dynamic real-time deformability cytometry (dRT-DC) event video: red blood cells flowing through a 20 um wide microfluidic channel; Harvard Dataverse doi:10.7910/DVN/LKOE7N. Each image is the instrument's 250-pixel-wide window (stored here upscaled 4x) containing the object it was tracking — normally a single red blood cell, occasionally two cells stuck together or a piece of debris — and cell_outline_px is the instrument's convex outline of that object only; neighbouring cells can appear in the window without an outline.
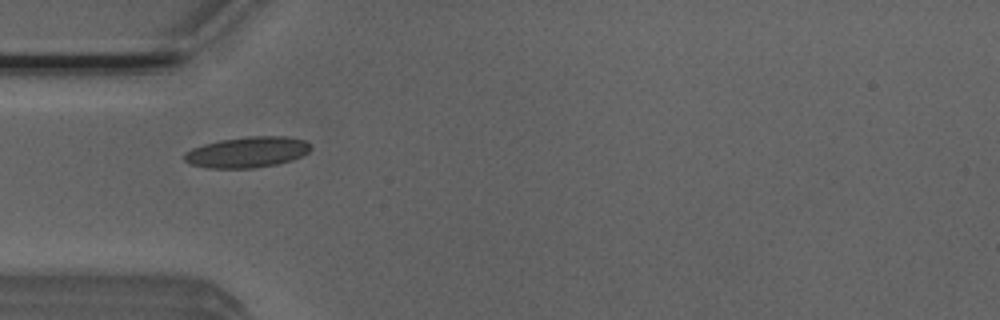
{"species": "Egyptian fruit bat (a non-hibernating species)", "species_latin": "Rousettus aegyptiacus", "temperature_condition": "room temperature", "stored_images_in_passage": 37, "camera_frame_rate_fps": 3000, "um_per_image_px": 0.085, "animal": {"sex": "male"}, "frame": {"image": 1, "passage_image": 2, "time_ms": 0.333, "image_size_px": [1000, 320], "cell_outline_px": [[312, 148], [308, 152], [292, 160], [276, 164], [252, 168], [208, 168], [192, 164], [184, 160], [184, 152], [192, 148], [204, 144], [220, 140], [248, 136], [288, 136], [304, 140], [312, 144]], "centroid_in_image_um": [21.03, 12.92], "position_along_channel_um": 64.0, "area_um2": 22.72}}
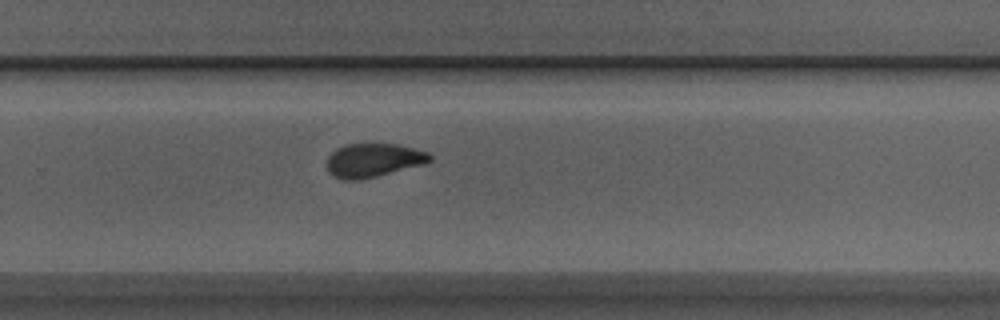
{"frame": {"image": 2, "passage_image": 20, "time_ms": 6.333, "image_size_px": [1000, 320], "cell_outline_px": [[432, 160], [424, 164], [360, 180], [340, 180], [332, 176], [328, 172], [328, 156], [336, 148], [344, 144], [400, 144], [428, 152], [432, 156]], "centroid_in_image_um": [31.72, 13.62], "position_along_channel_um": 298.1, "area_um2": 20.35}}
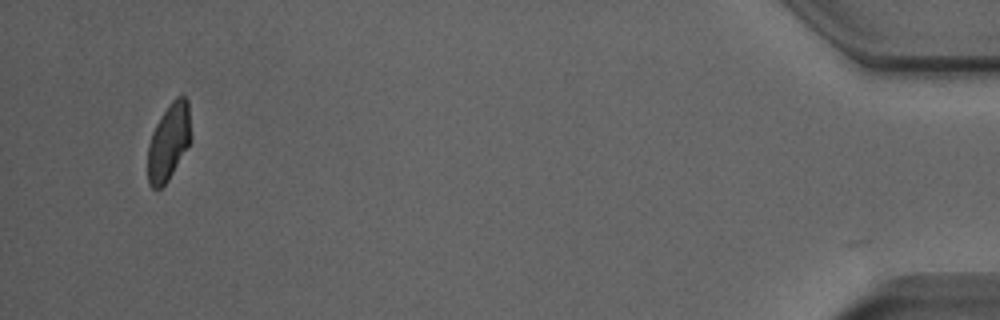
{"frame": {"image": 3, "passage_image": 36, "time_ms": 11.667, "image_size_px": [1000, 320], "cell_outline_px": [[192, 140], [168, 180], [160, 188], [152, 188], [148, 184], [148, 144], [152, 132], [160, 116], [172, 100], [176, 96], [184, 96], [188, 100], [192, 136]], "centroid_in_image_um": [14.36, 12.03], "position_along_channel_um": 420.8, "area_um2": 19.48}}